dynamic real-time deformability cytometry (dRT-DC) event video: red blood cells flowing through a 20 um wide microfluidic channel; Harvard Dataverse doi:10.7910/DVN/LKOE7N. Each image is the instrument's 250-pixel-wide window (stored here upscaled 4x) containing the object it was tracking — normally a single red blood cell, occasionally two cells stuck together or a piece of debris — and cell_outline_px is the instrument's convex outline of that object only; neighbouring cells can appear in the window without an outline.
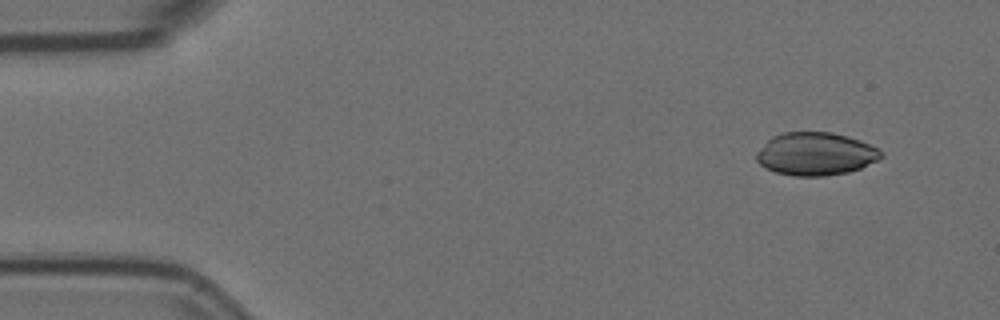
{"species": "Egyptian fruit bat (a non-hibernating species)", "species_latin": "Rousettus aegyptiacus", "temperature_condition": "room temperature", "stored_images_in_passage": 5, "camera_frame_rate_fps": 3000, "um_per_image_px": 0.085, "animal": {"sex": "female"}, "frame": {"image": 1, "passage_image": 2, "time_ms": 0.333, "image_size_px": [1000, 320], "cell_outline_px": [[884, 156], [880, 160], [860, 168], [848, 172], [824, 176], [796, 176], [776, 172], [764, 168], [756, 160], [756, 152], [772, 136], [784, 132], [832, 132], [848, 136], [860, 140], [880, 148], [884, 152]], "centroid_in_image_um": [69.37, 13.08], "position_along_channel_um": 15.6, "area_um2": 31.5}}